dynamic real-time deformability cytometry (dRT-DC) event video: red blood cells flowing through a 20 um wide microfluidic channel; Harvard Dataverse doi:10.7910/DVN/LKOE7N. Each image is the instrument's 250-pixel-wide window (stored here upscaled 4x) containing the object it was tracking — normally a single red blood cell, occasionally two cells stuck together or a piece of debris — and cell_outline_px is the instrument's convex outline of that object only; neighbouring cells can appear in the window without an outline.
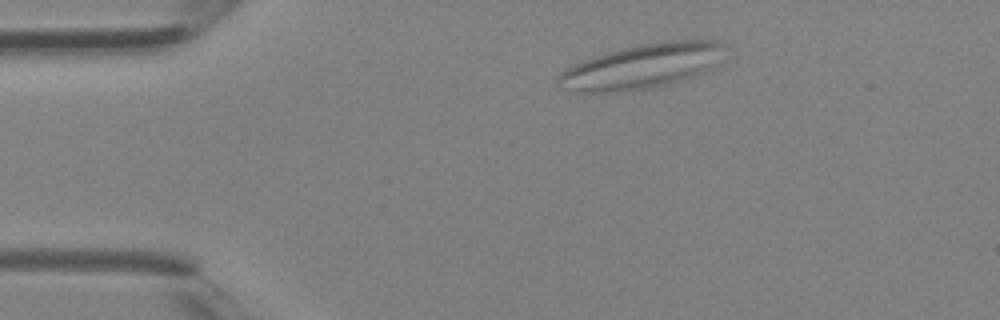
{"species": "Egyptian fruit bat (a non-hibernating species)", "species_latin": "Rousettus aegyptiacus", "temperature_condition": "room temperature", "stored_images_in_passage": 37, "camera_frame_rate_fps": 3000, "um_per_image_px": 0.085, "animal": {"sex": "female"}, "frame": {"image": 1, "passage_image": 4, "time_ms": 1.0, "image_size_px": [1000, 320], "cell_outline_px": [[728, 44], [712, 68], [704, 72], [680, 80], [648, 88], [600, 92], [592, 92], [572, 88], [560, 76], [560, 72], [572, 64], [608, 52], [640, 44], [668, 40], [716, 40]], "centroid_in_image_um": [54.73, 5.57], "position_along_channel_um": 30.3, "area_um2": 41.67}}
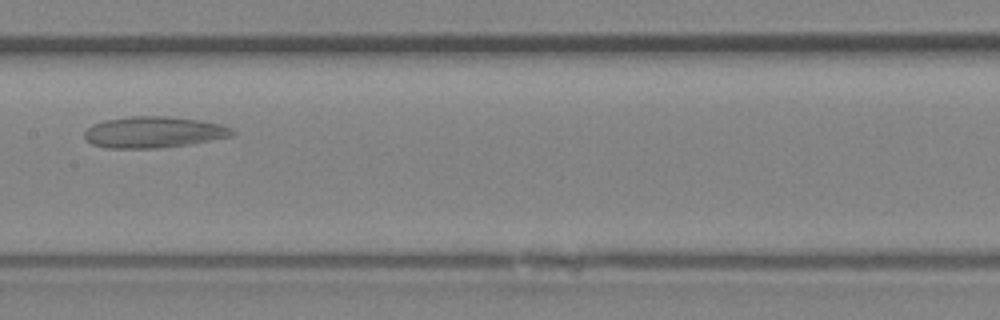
{"frame": {"image": 2, "passage_image": 17, "time_ms": 5.333, "image_size_px": [1000, 320], "cell_outline_px": [[236, 132], [232, 136], [192, 144], [160, 148], [108, 148], [92, 144], [84, 140], [84, 132], [92, 124], [104, 120], [132, 116], [168, 116], [196, 120], [220, 124], [232, 128]], "centroid_in_image_um": [13.05, 11.24], "position_along_channel_um": 194.4, "area_um2": 27.05}}
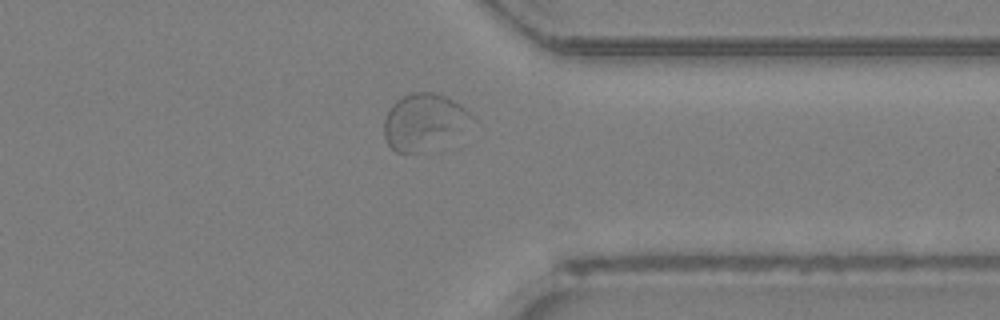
{"frame": {"image": 3, "passage_image": 28, "time_ms": 9.0, "image_size_px": [1000, 320], "cell_outline_px": [[476, 120], [416, 152], [396, 152], [388, 144], [384, 136], [384, 120], [392, 104], [396, 100], [412, 92], [432, 92], [444, 96], [460, 104]], "centroid_in_image_um": [35.93, 10.27], "position_along_channel_um": 375.5, "area_um2": 27.05}}